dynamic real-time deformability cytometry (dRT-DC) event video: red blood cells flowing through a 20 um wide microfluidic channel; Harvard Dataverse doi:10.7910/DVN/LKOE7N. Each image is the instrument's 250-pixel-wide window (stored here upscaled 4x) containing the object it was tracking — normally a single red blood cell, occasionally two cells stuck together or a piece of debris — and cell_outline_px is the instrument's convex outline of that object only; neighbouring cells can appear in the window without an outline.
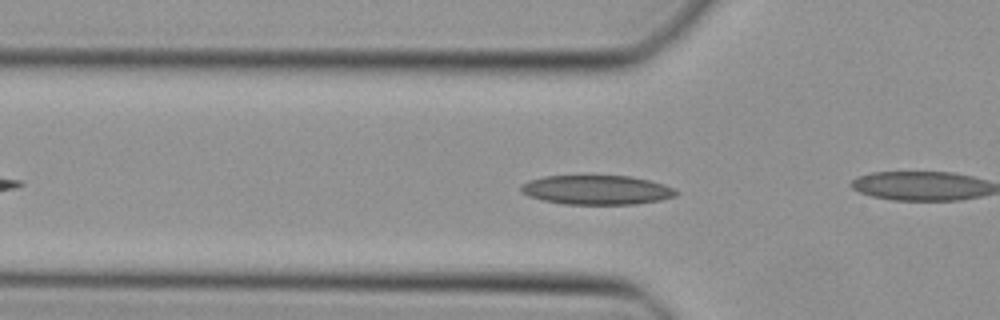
{"species": "Egyptian fruit bat (a non-hibernating species)", "species_latin": "Rousettus aegyptiacus", "temperature_condition": "cold", "stored_images_in_passage": 11, "camera_frame_rate_fps": 3000, "um_per_image_px": 0.085, "animal": {"sex": "female"}, "frame": {"image": 1, "passage_image": 9, "time_ms": 2.667, "image_size_px": [1000, 320], "cell_outline_px": [[680, 192], [676, 196], [660, 200], [636, 204], [564, 204], [544, 200], [528, 196], [520, 192], [520, 184], [528, 180], [544, 176], [628, 176], [648, 180], [664, 184]], "centroid_in_image_um": [50.69, 16.14], "position_along_channel_um": 75.1, "area_um2": 26.53}}